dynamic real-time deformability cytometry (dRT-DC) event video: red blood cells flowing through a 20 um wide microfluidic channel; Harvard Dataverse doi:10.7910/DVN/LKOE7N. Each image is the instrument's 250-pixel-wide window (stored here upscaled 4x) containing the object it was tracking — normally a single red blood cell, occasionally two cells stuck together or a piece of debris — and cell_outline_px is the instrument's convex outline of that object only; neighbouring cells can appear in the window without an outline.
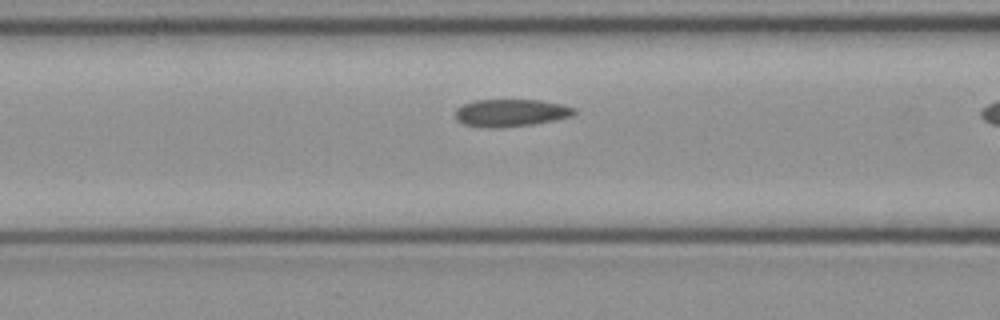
{"species": "common noctule bat (a hibernating species)", "species_latin": "Nyctalus noctula", "temperature_condition": "cold", "stored_images_in_passage": 6, "camera_frame_rate_fps": 3000, "um_per_image_px": 0.085, "animal": {"sex": "female", "body_mass_g": 21.9}, "frame": {"image": 1, "passage_image": 5, "time_ms": 1.333, "image_size_px": [1000, 320], "cell_outline_px": [[576, 112], [572, 116], [556, 120], [532, 124], [500, 128], [488, 128], [464, 124], [456, 120], [456, 108], [464, 104], [476, 100], [540, 100], [560, 104], [576, 108]], "centroid_in_image_um": [43.42, 9.59], "position_along_channel_um": 123.2, "area_um2": 19.02}}